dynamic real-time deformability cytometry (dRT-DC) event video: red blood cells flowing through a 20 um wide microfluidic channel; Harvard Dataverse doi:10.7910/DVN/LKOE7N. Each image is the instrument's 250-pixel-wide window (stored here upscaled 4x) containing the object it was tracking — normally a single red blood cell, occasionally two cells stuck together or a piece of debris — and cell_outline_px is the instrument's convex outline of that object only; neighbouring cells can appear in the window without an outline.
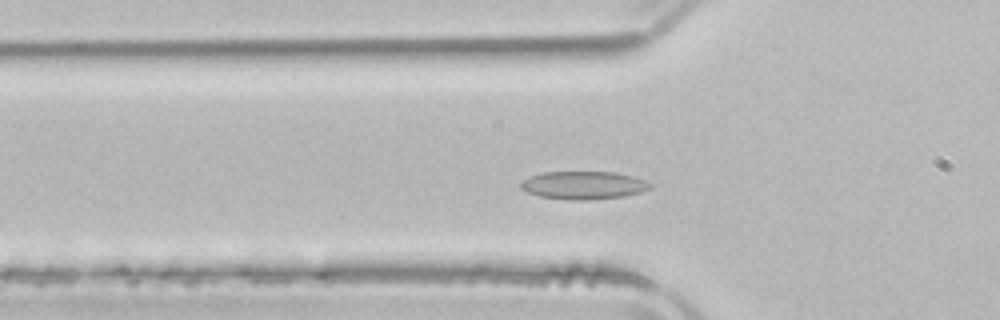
{"species": "common noctule bat (a hibernating species)", "species_latin": "Nyctalus noctula", "temperature_condition": "room temperature", "stored_images_in_passage": 44, "camera_frame_rate_fps": 3000, "um_per_image_px": 0.085, "animal": {"sex": "male", "body_mass_g": 21.5, "forearm_length_mm": 52.0}, "frame": {"image": 1, "passage_image": 8, "time_ms": 2.333, "image_size_px": [1000, 320], "cell_outline_px": [[652, 188], [640, 192], [624, 196], [584, 200], [572, 200], [540, 196], [528, 192], [520, 188], [520, 180], [528, 176], [544, 172], [612, 172], [632, 176], [644, 180], [652, 184]], "centroid_in_image_um": [49.57, 15.74], "position_along_channel_um": 76.2, "area_um2": 21.04}}
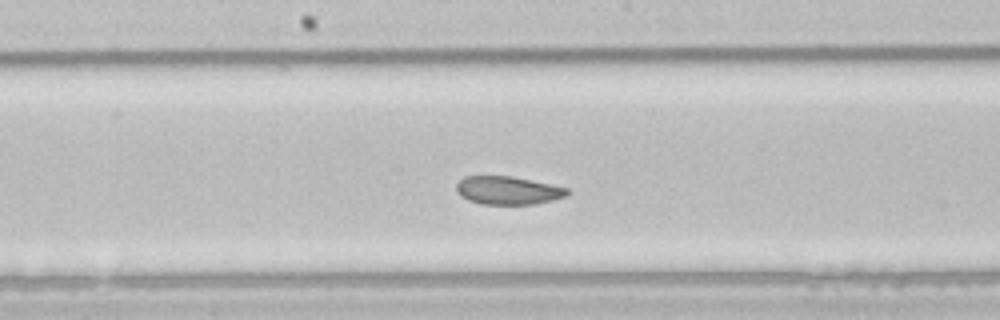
{"frame": {"image": 2, "passage_image": 18, "time_ms": 5.667, "image_size_px": [1000, 320], "cell_outline_px": [[572, 192], [564, 196], [552, 200], [536, 204], [480, 204], [468, 200], [460, 196], [456, 192], [456, 184], [464, 176], [512, 176], [568, 188]], "centroid_in_image_um": [43.15, 16.18], "position_along_channel_um": 205.1, "area_um2": 18.26}}
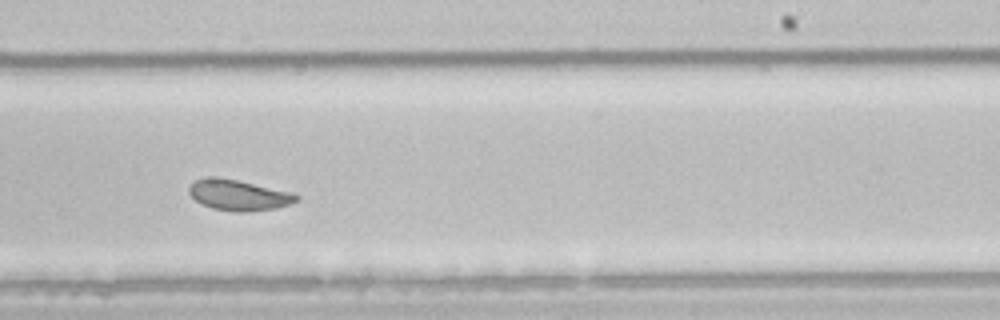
{"frame": {"image": 3, "passage_image": 23, "time_ms": 7.333, "image_size_px": [1000, 320], "cell_outline_px": [[300, 200], [276, 208], [244, 212], [236, 212], [212, 208], [196, 200], [188, 192], [188, 188], [196, 180], [204, 176], [216, 176], [236, 180], [292, 192], [300, 196]], "centroid_in_image_um": [20.28, 16.57], "position_along_channel_um": 268.7, "area_um2": 19.13}, "authors_computed_cell_mechanics": {"area_um2": 19.9699, "velocity_mm_per_s": 3.8547, "shape_relaxation_time_tau1_ms": 2.9044, "shape_relaxation_time_tau2_ms": 1.4897, "deformation_change_tau1": 0.104, "deformation_change_tau2": 0.0662}}